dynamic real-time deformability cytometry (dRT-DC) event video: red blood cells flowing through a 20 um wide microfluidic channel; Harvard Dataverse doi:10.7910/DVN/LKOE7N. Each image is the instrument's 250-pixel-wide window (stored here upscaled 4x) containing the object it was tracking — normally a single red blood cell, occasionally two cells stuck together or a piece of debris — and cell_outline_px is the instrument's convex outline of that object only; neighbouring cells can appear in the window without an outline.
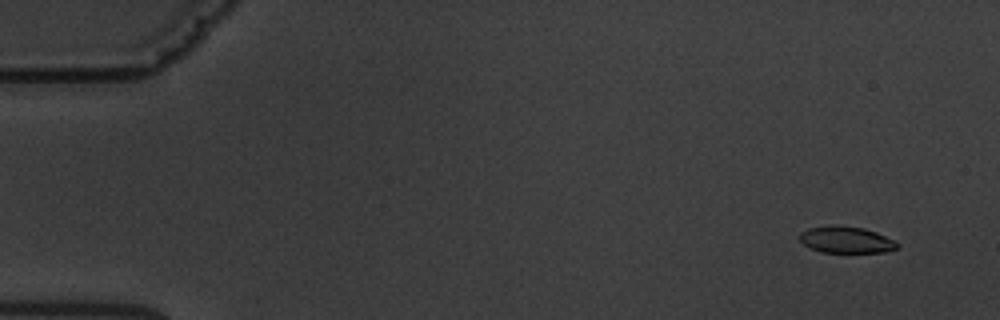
{"species": "common noctule bat (a hibernating species)", "species_latin": "Nyctalus noctula", "temperature_condition": "warm", "stored_images_in_passage": 5, "camera_frame_rate_fps": 3000, "um_per_image_px": 0.085, "animal": {"sex": "male", "body_mass_g": 19.5, "forearm_length_mm": 54.6}, "frame": {"image": 1, "passage_image": 2, "time_ms": 1.0, "image_size_px": [1000, 320], "cell_outline_px": [[900, 244], [896, 248], [884, 252], [820, 252], [804, 244], [800, 240], [800, 232], [808, 228], [832, 224], [836, 224], [864, 228], [876, 232]], "centroid_in_image_um": [71.89, 20.36], "position_along_channel_um": 13.1, "area_um2": 15.09}}
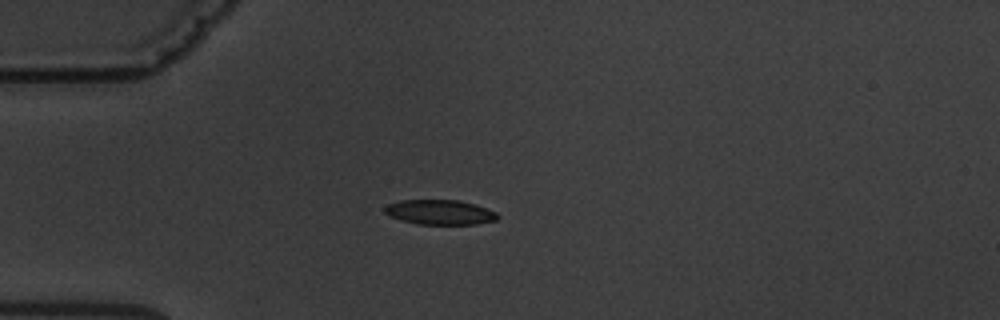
{"frame": {"image": 2, "passage_image": 5, "time_ms": 5.0, "image_size_px": [1000, 320], "cell_outline_px": [[500, 216], [496, 220], [476, 224], [416, 224], [400, 220], [388, 216], [384, 212], [384, 208], [388, 204], [400, 200], [460, 200], [496, 212]], "centroid_in_image_um": [37.34, 18.04], "position_along_channel_um": 47.7, "area_um2": 16.3}}